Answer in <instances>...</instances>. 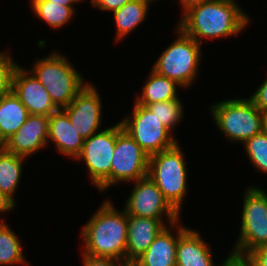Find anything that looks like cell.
Listing matches in <instances>:
<instances>
[{"label": "cell", "instance_id": "1", "mask_svg": "<svg viewBox=\"0 0 267 266\" xmlns=\"http://www.w3.org/2000/svg\"><path fill=\"white\" fill-rule=\"evenodd\" d=\"M182 14L176 27L200 45L206 38L214 40L236 36L250 23V16L236 0H211L193 6Z\"/></svg>", "mask_w": 267, "mask_h": 266}, {"label": "cell", "instance_id": "2", "mask_svg": "<svg viewBox=\"0 0 267 266\" xmlns=\"http://www.w3.org/2000/svg\"><path fill=\"white\" fill-rule=\"evenodd\" d=\"M127 213L106 199L81 229L82 253L126 262Z\"/></svg>", "mask_w": 267, "mask_h": 266}, {"label": "cell", "instance_id": "3", "mask_svg": "<svg viewBox=\"0 0 267 266\" xmlns=\"http://www.w3.org/2000/svg\"><path fill=\"white\" fill-rule=\"evenodd\" d=\"M29 71L48 91L58 109L69 105L87 85L81 73L66 59L65 55L57 51L36 60Z\"/></svg>", "mask_w": 267, "mask_h": 266}, {"label": "cell", "instance_id": "4", "mask_svg": "<svg viewBox=\"0 0 267 266\" xmlns=\"http://www.w3.org/2000/svg\"><path fill=\"white\" fill-rule=\"evenodd\" d=\"M211 105L216 127L231 143H244L263 131V113L249 98L227 99Z\"/></svg>", "mask_w": 267, "mask_h": 266}, {"label": "cell", "instance_id": "5", "mask_svg": "<svg viewBox=\"0 0 267 266\" xmlns=\"http://www.w3.org/2000/svg\"><path fill=\"white\" fill-rule=\"evenodd\" d=\"M179 143L149 156L148 176L155 182L164 198L180 214L183 198L188 191L186 160Z\"/></svg>", "mask_w": 267, "mask_h": 266}, {"label": "cell", "instance_id": "6", "mask_svg": "<svg viewBox=\"0 0 267 266\" xmlns=\"http://www.w3.org/2000/svg\"><path fill=\"white\" fill-rule=\"evenodd\" d=\"M175 32L177 38L163 50L152 70L157 74L176 81L182 88L192 86L197 77L201 46L193 38L185 34L179 27Z\"/></svg>", "mask_w": 267, "mask_h": 266}, {"label": "cell", "instance_id": "7", "mask_svg": "<svg viewBox=\"0 0 267 266\" xmlns=\"http://www.w3.org/2000/svg\"><path fill=\"white\" fill-rule=\"evenodd\" d=\"M241 226L232 251L247 254L267 244V193L258 186H249L243 197Z\"/></svg>", "mask_w": 267, "mask_h": 266}, {"label": "cell", "instance_id": "8", "mask_svg": "<svg viewBox=\"0 0 267 266\" xmlns=\"http://www.w3.org/2000/svg\"><path fill=\"white\" fill-rule=\"evenodd\" d=\"M132 110L131 116L123 118L120 124L149 156L168 150L178 143L147 106L134 103Z\"/></svg>", "mask_w": 267, "mask_h": 266}, {"label": "cell", "instance_id": "9", "mask_svg": "<svg viewBox=\"0 0 267 266\" xmlns=\"http://www.w3.org/2000/svg\"><path fill=\"white\" fill-rule=\"evenodd\" d=\"M116 145V124L84 140L76 161L85 163L92 184L101 193L110 188V169Z\"/></svg>", "mask_w": 267, "mask_h": 266}, {"label": "cell", "instance_id": "10", "mask_svg": "<svg viewBox=\"0 0 267 266\" xmlns=\"http://www.w3.org/2000/svg\"><path fill=\"white\" fill-rule=\"evenodd\" d=\"M149 155L116 123V145L111 161L110 187L134 182L148 174Z\"/></svg>", "mask_w": 267, "mask_h": 266}, {"label": "cell", "instance_id": "11", "mask_svg": "<svg viewBox=\"0 0 267 266\" xmlns=\"http://www.w3.org/2000/svg\"><path fill=\"white\" fill-rule=\"evenodd\" d=\"M132 192L126 200L124 210L127 215L164 219L168 226L180 220V215L164 198L155 182L147 175L134 181Z\"/></svg>", "mask_w": 267, "mask_h": 266}, {"label": "cell", "instance_id": "12", "mask_svg": "<svg viewBox=\"0 0 267 266\" xmlns=\"http://www.w3.org/2000/svg\"><path fill=\"white\" fill-rule=\"evenodd\" d=\"M101 100L97 88L92 83H87L72 102L63 108L71 125L84 140L100 132L102 126Z\"/></svg>", "mask_w": 267, "mask_h": 266}, {"label": "cell", "instance_id": "13", "mask_svg": "<svg viewBox=\"0 0 267 266\" xmlns=\"http://www.w3.org/2000/svg\"><path fill=\"white\" fill-rule=\"evenodd\" d=\"M11 90L29 114L50 116L58 110L41 82L21 65H17L13 72Z\"/></svg>", "mask_w": 267, "mask_h": 266}, {"label": "cell", "instance_id": "14", "mask_svg": "<svg viewBox=\"0 0 267 266\" xmlns=\"http://www.w3.org/2000/svg\"><path fill=\"white\" fill-rule=\"evenodd\" d=\"M50 116L29 114L24 124L10 136L3 147L13 154L29 157L48 145Z\"/></svg>", "mask_w": 267, "mask_h": 266}, {"label": "cell", "instance_id": "15", "mask_svg": "<svg viewBox=\"0 0 267 266\" xmlns=\"http://www.w3.org/2000/svg\"><path fill=\"white\" fill-rule=\"evenodd\" d=\"M126 263L132 265L167 227L164 219L127 215Z\"/></svg>", "mask_w": 267, "mask_h": 266}, {"label": "cell", "instance_id": "16", "mask_svg": "<svg viewBox=\"0 0 267 266\" xmlns=\"http://www.w3.org/2000/svg\"><path fill=\"white\" fill-rule=\"evenodd\" d=\"M212 254L198 231L179 222L176 266H216Z\"/></svg>", "mask_w": 267, "mask_h": 266}, {"label": "cell", "instance_id": "17", "mask_svg": "<svg viewBox=\"0 0 267 266\" xmlns=\"http://www.w3.org/2000/svg\"><path fill=\"white\" fill-rule=\"evenodd\" d=\"M49 140L54 143L58 153L72 157V160L81 153L84 143V139L71 125L63 109H58L50 115L48 143Z\"/></svg>", "mask_w": 267, "mask_h": 266}, {"label": "cell", "instance_id": "18", "mask_svg": "<svg viewBox=\"0 0 267 266\" xmlns=\"http://www.w3.org/2000/svg\"><path fill=\"white\" fill-rule=\"evenodd\" d=\"M179 221L163 229L150 247L132 266H176ZM174 229L177 231L175 233L176 236L172 233Z\"/></svg>", "mask_w": 267, "mask_h": 266}, {"label": "cell", "instance_id": "19", "mask_svg": "<svg viewBox=\"0 0 267 266\" xmlns=\"http://www.w3.org/2000/svg\"><path fill=\"white\" fill-rule=\"evenodd\" d=\"M29 113L11 90L0 97V141L4 143L27 120Z\"/></svg>", "mask_w": 267, "mask_h": 266}, {"label": "cell", "instance_id": "20", "mask_svg": "<svg viewBox=\"0 0 267 266\" xmlns=\"http://www.w3.org/2000/svg\"><path fill=\"white\" fill-rule=\"evenodd\" d=\"M151 0H130L120 9L113 11L116 25V41H122L147 18Z\"/></svg>", "mask_w": 267, "mask_h": 266}, {"label": "cell", "instance_id": "21", "mask_svg": "<svg viewBox=\"0 0 267 266\" xmlns=\"http://www.w3.org/2000/svg\"><path fill=\"white\" fill-rule=\"evenodd\" d=\"M147 81L142 88L140 96L137 95L135 103L147 106L158 101H169L179 99L178 87L182 88L176 81L157 74L151 69Z\"/></svg>", "mask_w": 267, "mask_h": 266}, {"label": "cell", "instance_id": "22", "mask_svg": "<svg viewBox=\"0 0 267 266\" xmlns=\"http://www.w3.org/2000/svg\"><path fill=\"white\" fill-rule=\"evenodd\" d=\"M27 158L13 154L4 147L0 148V192L15 203V192L22 177V167Z\"/></svg>", "mask_w": 267, "mask_h": 266}, {"label": "cell", "instance_id": "23", "mask_svg": "<svg viewBox=\"0 0 267 266\" xmlns=\"http://www.w3.org/2000/svg\"><path fill=\"white\" fill-rule=\"evenodd\" d=\"M23 253L21 239L4 219L0 220V266H29Z\"/></svg>", "mask_w": 267, "mask_h": 266}, {"label": "cell", "instance_id": "24", "mask_svg": "<svg viewBox=\"0 0 267 266\" xmlns=\"http://www.w3.org/2000/svg\"><path fill=\"white\" fill-rule=\"evenodd\" d=\"M30 5L38 19L40 18L49 27L55 29L68 25L76 13L75 7L62 6L47 0H31Z\"/></svg>", "mask_w": 267, "mask_h": 266}, {"label": "cell", "instance_id": "25", "mask_svg": "<svg viewBox=\"0 0 267 266\" xmlns=\"http://www.w3.org/2000/svg\"><path fill=\"white\" fill-rule=\"evenodd\" d=\"M147 107L155 113L156 117L173 134L175 129L184 116V109L181 99H172L169 101H158L148 104Z\"/></svg>", "mask_w": 267, "mask_h": 266}, {"label": "cell", "instance_id": "26", "mask_svg": "<svg viewBox=\"0 0 267 266\" xmlns=\"http://www.w3.org/2000/svg\"><path fill=\"white\" fill-rule=\"evenodd\" d=\"M242 144L253 167L267 174V133L262 131Z\"/></svg>", "mask_w": 267, "mask_h": 266}, {"label": "cell", "instance_id": "27", "mask_svg": "<svg viewBox=\"0 0 267 266\" xmlns=\"http://www.w3.org/2000/svg\"><path fill=\"white\" fill-rule=\"evenodd\" d=\"M7 51L0 52V97L6 95L12 88L13 72L18 65Z\"/></svg>", "mask_w": 267, "mask_h": 266}, {"label": "cell", "instance_id": "28", "mask_svg": "<svg viewBox=\"0 0 267 266\" xmlns=\"http://www.w3.org/2000/svg\"><path fill=\"white\" fill-rule=\"evenodd\" d=\"M82 266H132L114 258L94 257L82 253Z\"/></svg>", "mask_w": 267, "mask_h": 266}, {"label": "cell", "instance_id": "29", "mask_svg": "<svg viewBox=\"0 0 267 266\" xmlns=\"http://www.w3.org/2000/svg\"><path fill=\"white\" fill-rule=\"evenodd\" d=\"M248 98L262 113L267 111V78Z\"/></svg>", "mask_w": 267, "mask_h": 266}, {"label": "cell", "instance_id": "30", "mask_svg": "<svg viewBox=\"0 0 267 266\" xmlns=\"http://www.w3.org/2000/svg\"><path fill=\"white\" fill-rule=\"evenodd\" d=\"M130 0H90L93 7H97L101 11H115L123 7Z\"/></svg>", "mask_w": 267, "mask_h": 266}, {"label": "cell", "instance_id": "31", "mask_svg": "<svg viewBox=\"0 0 267 266\" xmlns=\"http://www.w3.org/2000/svg\"><path fill=\"white\" fill-rule=\"evenodd\" d=\"M246 255L254 266H267V244L249 251Z\"/></svg>", "mask_w": 267, "mask_h": 266}, {"label": "cell", "instance_id": "32", "mask_svg": "<svg viewBox=\"0 0 267 266\" xmlns=\"http://www.w3.org/2000/svg\"><path fill=\"white\" fill-rule=\"evenodd\" d=\"M222 266H254L246 254L230 252L229 256L221 264ZM219 265V266H221Z\"/></svg>", "mask_w": 267, "mask_h": 266}, {"label": "cell", "instance_id": "33", "mask_svg": "<svg viewBox=\"0 0 267 266\" xmlns=\"http://www.w3.org/2000/svg\"><path fill=\"white\" fill-rule=\"evenodd\" d=\"M15 206L16 203L11 198L0 192V214L10 212Z\"/></svg>", "mask_w": 267, "mask_h": 266}, {"label": "cell", "instance_id": "34", "mask_svg": "<svg viewBox=\"0 0 267 266\" xmlns=\"http://www.w3.org/2000/svg\"><path fill=\"white\" fill-rule=\"evenodd\" d=\"M211 0H179L181 4V9H183V13L186 12L189 8L202 4L204 2H208Z\"/></svg>", "mask_w": 267, "mask_h": 266}, {"label": "cell", "instance_id": "35", "mask_svg": "<svg viewBox=\"0 0 267 266\" xmlns=\"http://www.w3.org/2000/svg\"><path fill=\"white\" fill-rule=\"evenodd\" d=\"M51 1L57 4H61L62 6H68V7H73L75 4L84 1V0H47Z\"/></svg>", "mask_w": 267, "mask_h": 266}, {"label": "cell", "instance_id": "36", "mask_svg": "<svg viewBox=\"0 0 267 266\" xmlns=\"http://www.w3.org/2000/svg\"><path fill=\"white\" fill-rule=\"evenodd\" d=\"M263 131L267 133V111L263 113Z\"/></svg>", "mask_w": 267, "mask_h": 266}, {"label": "cell", "instance_id": "37", "mask_svg": "<svg viewBox=\"0 0 267 266\" xmlns=\"http://www.w3.org/2000/svg\"><path fill=\"white\" fill-rule=\"evenodd\" d=\"M3 147V143L0 141V148Z\"/></svg>", "mask_w": 267, "mask_h": 266}]
</instances>
